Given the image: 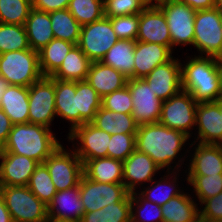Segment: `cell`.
Segmentation results:
<instances>
[{
  "mask_svg": "<svg viewBox=\"0 0 222 222\" xmlns=\"http://www.w3.org/2000/svg\"><path fill=\"white\" fill-rule=\"evenodd\" d=\"M189 141H191L190 137L181 131L160 123H150L138 125L135 145L137 151L150 156L164 173L165 169L166 171H182L184 164L187 167L185 161L189 157L187 156L189 147L186 148V146H190Z\"/></svg>",
  "mask_w": 222,
  "mask_h": 222,
  "instance_id": "1",
  "label": "cell"
},
{
  "mask_svg": "<svg viewBox=\"0 0 222 222\" xmlns=\"http://www.w3.org/2000/svg\"><path fill=\"white\" fill-rule=\"evenodd\" d=\"M59 145L61 142L52 129L32 123L15 124L0 153L24 155L43 163Z\"/></svg>",
  "mask_w": 222,
  "mask_h": 222,
  "instance_id": "2",
  "label": "cell"
},
{
  "mask_svg": "<svg viewBox=\"0 0 222 222\" xmlns=\"http://www.w3.org/2000/svg\"><path fill=\"white\" fill-rule=\"evenodd\" d=\"M181 63V87L200 102H216L221 97L217 58L195 53ZM184 63V64H183Z\"/></svg>",
  "mask_w": 222,
  "mask_h": 222,
  "instance_id": "3",
  "label": "cell"
},
{
  "mask_svg": "<svg viewBox=\"0 0 222 222\" xmlns=\"http://www.w3.org/2000/svg\"><path fill=\"white\" fill-rule=\"evenodd\" d=\"M0 75L9 85L29 87L43 78L38 52L30 49L0 54Z\"/></svg>",
  "mask_w": 222,
  "mask_h": 222,
  "instance_id": "4",
  "label": "cell"
},
{
  "mask_svg": "<svg viewBox=\"0 0 222 222\" xmlns=\"http://www.w3.org/2000/svg\"><path fill=\"white\" fill-rule=\"evenodd\" d=\"M0 195L13 222H46L47 205L27 186H0Z\"/></svg>",
  "mask_w": 222,
  "mask_h": 222,
  "instance_id": "5",
  "label": "cell"
},
{
  "mask_svg": "<svg viewBox=\"0 0 222 222\" xmlns=\"http://www.w3.org/2000/svg\"><path fill=\"white\" fill-rule=\"evenodd\" d=\"M193 46L199 56L222 57V29L217 8L196 11Z\"/></svg>",
  "mask_w": 222,
  "mask_h": 222,
  "instance_id": "6",
  "label": "cell"
},
{
  "mask_svg": "<svg viewBox=\"0 0 222 222\" xmlns=\"http://www.w3.org/2000/svg\"><path fill=\"white\" fill-rule=\"evenodd\" d=\"M57 192L79 185L83 174V163L73 148L59 147L43 162Z\"/></svg>",
  "mask_w": 222,
  "mask_h": 222,
  "instance_id": "7",
  "label": "cell"
},
{
  "mask_svg": "<svg viewBox=\"0 0 222 222\" xmlns=\"http://www.w3.org/2000/svg\"><path fill=\"white\" fill-rule=\"evenodd\" d=\"M197 102L190 93L180 90L177 94L162 102L158 123L181 131L193 139Z\"/></svg>",
  "mask_w": 222,
  "mask_h": 222,
  "instance_id": "8",
  "label": "cell"
},
{
  "mask_svg": "<svg viewBox=\"0 0 222 222\" xmlns=\"http://www.w3.org/2000/svg\"><path fill=\"white\" fill-rule=\"evenodd\" d=\"M156 5L163 11L170 31L172 51L176 46L192 45L196 10L179 0H159ZM175 47V49H174Z\"/></svg>",
  "mask_w": 222,
  "mask_h": 222,
  "instance_id": "9",
  "label": "cell"
},
{
  "mask_svg": "<svg viewBox=\"0 0 222 222\" xmlns=\"http://www.w3.org/2000/svg\"><path fill=\"white\" fill-rule=\"evenodd\" d=\"M118 40L110 18L103 16L95 22L81 26L78 46L91 62H101Z\"/></svg>",
  "mask_w": 222,
  "mask_h": 222,
  "instance_id": "10",
  "label": "cell"
},
{
  "mask_svg": "<svg viewBox=\"0 0 222 222\" xmlns=\"http://www.w3.org/2000/svg\"><path fill=\"white\" fill-rule=\"evenodd\" d=\"M56 117L55 79L43 77L29 86V123L52 129Z\"/></svg>",
  "mask_w": 222,
  "mask_h": 222,
  "instance_id": "11",
  "label": "cell"
},
{
  "mask_svg": "<svg viewBox=\"0 0 222 222\" xmlns=\"http://www.w3.org/2000/svg\"><path fill=\"white\" fill-rule=\"evenodd\" d=\"M67 135V141L72 143L71 146L82 163L95 158L107 157L111 134L97 128L92 123L77 126Z\"/></svg>",
  "mask_w": 222,
  "mask_h": 222,
  "instance_id": "12",
  "label": "cell"
},
{
  "mask_svg": "<svg viewBox=\"0 0 222 222\" xmlns=\"http://www.w3.org/2000/svg\"><path fill=\"white\" fill-rule=\"evenodd\" d=\"M80 198L85 212L100 210L121 202L128 194L123 183L96 182L82 176L79 183Z\"/></svg>",
  "mask_w": 222,
  "mask_h": 222,
  "instance_id": "13",
  "label": "cell"
},
{
  "mask_svg": "<svg viewBox=\"0 0 222 222\" xmlns=\"http://www.w3.org/2000/svg\"><path fill=\"white\" fill-rule=\"evenodd\" d=\"M133 110L132 116L138 125L158 123L162 102L144 79L130 78L127 81Z\"/></svg>",
  "mask_w": 222,
  "mask_h": 222,
  "instance_id": "14",
  "label": "cell"
},
{
  "mask_svg": "<svg viewBox=\"0 0 222 222\" xmlns=\"http://www.w3.org/2000/svg\"><path fill=\"white\" fill-rule=\"evenodd\" d=\"M161 171L163 170L150 156L135 149L123 161V184L130 194L138 192L141 187L146 186L147 183L149 184L153 179L157 178Z\"/></svg>",
  "mask_w": 222,
  "mask_h": 222,
  "instance_id": "15",
  "label": "cell"
},
{
  "mask_svg": "<svg viewBox=\"0 0 222 222\" xmlns=\"http://www.w3.org/2000/svg\"><path fill=\"white\" fill-rule=\"evenodd\" d=\"M193 147V148H192ZM187 168L184 175L222 174V145L192 142L189 146ZM191 151V152H190Z\"/></svg>",
  "mask_w": 222,
  "mask_h": 222,
  "instance_id": "16",
  "label": "cell"
},
{
  "mask_svg": "<svg viewBox=\"0 0 222 222\" xmlns=\"http://www.w3.org/2000/svg\"><path fill=\"white\" fill-rule=\"evenodd\" d=\"M193 135V142L222 145V114L216 102L197 103Z\"/></svg>",
  "mask_w": 222,
  "mask_h": 222,
  "instance_id": "17",
  "label": "cell"
},
{
  "mask_svg": "<svg viewBox=\"0 0 222 222\" xmlns=\"http://www.w3.org/2000/svg\"><path fill=\"white\" fill-rule=\"evenodd\" d=\"M180 62L181 59L173 57L170 61L156 66L143 78L161 101L168 100L182 90Z\"/></svg>",
  "mask_w": 222,
  "mask_h": 222,
  "instance_id": "18",
  "label": "cell"
},
{
  "mask_svg": "<svg viewBox=\"0 0 222 222\" xmlns=\"http://www.w3.org/2000/svg\"><path fill=\"white\" fill-rule=\"evenodd\" d=\"M136 41L157 43L172 50L166 17L157 5L147 6L139 14V29Z\"/></svg>",
  "mask_w": 222,
  "mask_h": 222,
  "instance_id": "19",
  "label": "cell"
},
{
  "mask_svg": "<svg viewBox=\"0 0 222 222\" xmlns=\"http://www.w3.org/2000/svg\"><path fill=\"white\" fill-rule=\"evenodd\" d=\"M38 165L24 155L0 153V186H27Z\"/></svg>",
  "mask_w": 222,
  "mask_h": 222,
  "instance_id": "20",
  "label": "cell"
},
{
  "mask_svg": "<svg viewBox=\"0 0 222 222\" xmlns=\"http://www.w3.org/2000/svg\"><path fill=\"white\" fill-rule=\"evenodd\" d=\"M174 52L157 43L136 41L134 48V79L145 78L156 66L170 61Z\"/></svg>",
  "mask_w": 222,
  "mask_h": 222,
  "instance_id": "21",
  "label": "cell"
},
{
  "mask_svg": "<svg viewBox=\"0 0 222 222\" xmlns=\"http://www.w3.org/2000/svg\"><path fill=\"white\" fill-rule=\"evenodd\" d=\"M49 219L81 221L85 213L79 185L59 191L47 205Z\"/></svg>",
  "mask_w": 222,
  "mask_h": 222,
  "instance_id": "22",
  "label": "cell"
},
{
  "mask_svg": "<svg viewBox=\"0 0 222 222\" xmlns=\"http://www.w3.org/2000/svg\"><path fill=\"white\" fill-rule=\"evenodd\" d=\"M76 82L55 79V109L57 119L69 122V133L79 126V110L77 103Z\"/></svg>",
  "mask_w": 222,
  "mask_h": 222,
  "instance_id": "23",
  "label": "cell"
},
{
  "mask_svg": "<svg viewBox=\"0 0 222 222\" xmlns=\"http://www.w3.org/2000/svg\"><path fill=\"white\" fill-rule=\"evenodd\" d=\"M164 175L158 179H153L144 186L138 193L146 200L156 203L159 206L164 205L170 199L182 194L184 188L180 187L178 180L182 176L180 171H164ZM181 173V175H180ZM163 176V177H162ZM179 186V187H178ZM182 188V189H181Z\"/></svg>",
  "mask_w": 222,
  "mask_h": 222,
  "instance_id": "24",
  "label": "cell"
},
{
  "mask_svg": "<svg viewBox=\"0 0 222 222\" xmlns=\"http://www.w3.org/2000/svg\"><path fill=\"white\" fill-rule=\"evenodd\" d=\"M86 80L101 98L127 85L128 78L102 62H91Z\"/></svg>",
  "mask_w": 222,
  "mask_h": 222,
  "instance_id": "25",
  "label": "cell"
},
{
  "mask_svg": "<svg viewBox=\"0 0 222 222\" xmlns=\"http://www.w3.org/2000/svg\"><path fill=\"white\" fill-rule=\"evenodd\" d=\"M0 108L13 125L29 123V87L9 85L1 98Z\"/></svg>",
  "mask_w": 222,
  "mask_h": 222,
  "instance_id": "26",
  "label": "cell"
},
{
  "mask_svg": "<svg viewBox=\"0 0 222 222\" xmlns=\"http://www.w3.org/2000/svg\"><path fill=\"white\" fill-rule=\"evenodd\" d=\"M29 47L40 51L54 39L52 24L48 12L32 8L24 24Z\"/></svg>",
  "mask_w": 222,
  "mask_h": 222,
  "instance_id": "27",
  "label": "cell"
},
{
  "mask_svg": "<svg viewBox=\"0 0 222 222\" xmlns=\"http://www.w3.org/2000/svg\"><path fill=\"white\" fill-rule=\"evenodd\" d=\"M192 196L184 191L162 205L163 222H199V206Z\"/></svg>",
  "mask_w": 222,
  "mask_h": 222,
  "instance_id": "28",
  "label": "cell"
},
{
  "mask_svg": "<svg viewBox=\"0 0 222 222\" xmlns=\"http://www.w3.org/2000/svg\"><path fill=\"white\" fill-rule=\"evenodd\" d=\"M86 178L102 183H123V161L102 157L83 163Z\"/></svg>",
  "mask_w": 222,
  "mask_h": 222,
  "instance_id": "29",
  "label": "cell"
},
{
  "mask_svg": "<svg viewBox=\"0 0 222 222\" xmlns=\"http://www.w3.org/2000/svg\"><path fill=\"white\" fill-rule=\"evenodd\" d=\"M136 40L119 39L101 62L121 72L128 79L134 78V48Z\"/></svg>",
  "mask_w": 222,
  "mask_h": 222,
  "instance_id": "30",
  "label": "cell"
},
{
  "mask_svg": "<svg viewBox=\"0 0 222 222\" xmlns=\"http://www.w3.org/2000/svg\"><path fill=\"white\" fill-rule=\"evenodd\" d=\"M97 128L111 134H136L138 124L132 114L117 113L100 108L91 122Z\"/></svg>",
  "mask_w": 222,
  "mask_h": 222,
  "instance_id": "31",
  "label": "cell"
},
{
  "mask_svg": "<svg viewBox=\"0 0 222 222\" xmlns=\"http://www.w3.org/2000/svg\"><path fill=\"white\" fill-rule=\"evenodd\" d=\"M90 64L91 61L79 46L74 45L51 78L75 82L86 80Z\"/></svg>",
  "mask_w": 222,
  "mask_h": 222,
  "instance_id": "32",
  "label": "cell"
},
{
  "mask_svg": "<svg viewBox=\"0 0 222 222\" xmlns=\"http://www.w3.org/2000/svg\"><path fill=\"white\" fill-rule=\"evenodd\" d=\"M75 44L54 38L38 51L40 69L44 77H51L61 66Z\"/></svg>",
  "mask_w": 222,
  "mask_h": 222,
  "instance_id": "33",
  "label": "cell"
},
{
  "mask_svg": "<svg viewBox=\"0 0 222 222\" xmlns=\"http://www.w3.org/2000/svg\"><path fill=\"white\" fill-rule=\"evenodd\" d=\"M77 103L79 110V126L91 123L96 112L101 108L102 98L87 80L76 81Z\"/></svg>",
  "mask_w": 222,
  "mask_h": 222,
  "instance_id": "34",
  "label": "cell"
},
{
  "mask_svg": "<svg viewBox=\"0 0 222 222\" xmlns=\"http://www.w3.org/2000/svg\"><path fill=\"white\" fill-rule=\"evenodd\" d=\"M80 222H131V194L121 202L107 205L92 212H85Z\"/></svg>",
  "mask_w": 222,
  "mask_h": 222,
  "instance_id": "35",
  "label": "cell"
},
{
  "mask_svg": "<svg viewBox=\"0 0 222 222\" xmlns=\"http://www.w3.org/2000/svg\"><path fill=\"white\" fill-rule=\"evenodd\" d=\"M54 38L78 45L81 25L68 9L49 12Z\"/></svg>",
  "mask_w": 222,
  "mask_h": 222,
  "instance_id": "36",
  "label": "cell"
},
{
  "mask_svg": "<svg viewBox=\"0 0 222 222\" xmlns=\"http://www.w3.org/2000/svg\"><path fill=\"white\" fill-rule=\"evenodd\" d=\"M186 183L192 192L195 193V200L198 205L202 204L206 199L212 198L222 192V174L216 175H185Z\"/></svg>",
  "mask_w": 222,
  "mask_h": 222,
  "instance_id": "37",
  "label": "cell"
},
{
  "mask_svg": "<svg viewBox=\"0 0 222 222\" xmlns=\"http://www.w3.org/2000/svg\"><path fill=\"white\" fill-rule=\"evenodd\" d=\"M27 187L30 191L46 205L52 200L57 193L55 185L50 177L48 168L44 163L39 165L34 170L30 177Z\"/></svg>",
  "mask_w": 222,
  "mask_h": 222,
  "instance_id": "38",
  "label": "cell"
},
{
  "mask_svg": "<svg viewBox=\"0 0 222 222\" xmlns=\"http://www.w3.org/2000/svg\"><path fill=\"white\" fill-rule=\"evenodd\" d=\"M30 49L24 25L0 23V54Z\"/></svg>",
  "mask_w": 222,
  "mask_h": 222,
  "instance_id": "39",
  "label": "cell"
},
{
  "mask_svg": "<svg viewBox=\"0 0 222 222\" xmlns=\"http://www.w3.org/2000/svg\"><path fill=\"white\" fill-rule=\"evenodd\" d=\"M67 9L81 26L104 16L103 0H70Z\"/></svg>",
  "mask_w": 222,
  "mask_h": 222,
  "instance_id": "40",
  "label": "cell"
},
{
  "mask_svg": "<svg viewBox=\"0 0 222 222\" xmlns=\"http://www.w3.org/2000/svg\"><path fill=\"white\" fill-rule=\"evenodd\" d=\"M131 222H163L161 206L131 193Z\"/></svg>",
  "mask_w": 222,
  "mask_h": 222,
  "instance_id": "41",
  "label": "cell"
},
{
  "mask_svg": "<svg viewBox=\"0 0 222 222\" xmlns=\"http://www.w3.org/2000/svg\"><path fill=\"white\" fill-rule=\"evenodd\" d=\"M32 9V0H0V23L24 25Z\"/></svg>",
  "mask_w": 222,
  "mask_h": 222,
  "instance_id": "42",
  "label": "cell"
},
{
  "mask_svg": "<svg viewBox=\"0 0 222 222\" xmlns=\"http://www.w3.org/2000/svg\"><path fill=\"white\" fill-rule=\"evenodd\" d=\"M136 134L111 135L107 157L125 161L136 149Z\"/></svg>",
  "mask_w": 222,
  "mask_h": 222,
  "instance_id": "43",
  "label": "cell"
},
{
  "mask_svg": "<svg viewBox=\"0 0 222 222\" xmlns=\"http://www.w3.org/2000/svg\"><path fill=\"white\" fill-rule=\"evenodd\" d=\"M107 18L140 14L147 5L142 0H103Z\"/></svg>",
  "mask_w": 222,
  "mask_h": 222,
  "instance_id": "44",
  "label": "cell"
},
{
  "mask_svg": "<svg viewBox=\"0 0 222 222\" xmlns=\"http://www.w3.org/2000/svg\"><path fill=\"white\" fill-rule=\"evenodd\" d=\"M101 107L117 113L132 114L133 102L128 86L104 96Z\"/></svg>",
  "mask_w": 222,
  "mask_h": 222,
  "instance_id": "45",
  "label": "cell"
},
{
  "mask_svg": "<svg viewBox=\"0 0 222 222\" xmlns=\"http://www.w3.org/2000/svg\"><path fill=\"white\" fill-rule=\"evenodd\" d=\"M110 20L118 39L136 40L139 29V14L111 17Z\"/></svg>",
  "mask_w": 222,
  "mask_h": 222,
  "instance_id": "46",
  "label": "cell"
},
{
  "mask_svg": "<svg viewBox=\"0 0 222 222\" xmlns=\"http://www.w3.org/2000/svg\"><path fill=\"white\" fill-rule=\"evenodd\" d=\"M199 211V217L222 220V192L212 198L206 199L199 206Z\"/></svg>",
  "mask_w": 222,
  "mask_h": 222,
  "instance_id": "47",
  "label": "cell"
},
{
  "mask_svg": "<svg viewBox=\"0 0 222 222\" xmlns=\"http://www.w3.org/2000/svg\"><path fill=\"white\" fill-rule=\"evenodd\" d=\"M69 2L70 0H32V8L49 13L67 9Z\"/></svg>",
  "mask_w": 222,
  "mask_h": 222,
  "instance_id": "48",
  "label": "cell"
},
{
  "mask_svg": "<svg viewBox=\"0 0 222 222\" xmlns=\"http://www.w3.org/2000/svg\"><path fill=\"white\" fill-rule=\"evenodd\" d=\"M12 126L13 124L10 118L0 108V150L5 145Z\"/></svg>",
  "mask_w": 222,
  "mask_h": 222,
  "instance_id": "49",
  "label": "cell"
},
{
  "mask_svg": "<svg viewBox=\"0 0 222 222\" xmlns=\"http://www.w3.org/2000/svg\"><path fill=\"white\" fill-rule=\"evenodd\" d=\"M179 1L196 11L214 8V0H179Z\"/></svg>",
  "mask_w": 222,
  "mask_h": 222,
  "instance_id": "50",
  "label": "cell"
},
{
  "mask_svg": "<svg viewBox=\"0 0 222 222\" xmlns=\"http://www.w3.org/2000/svg\"><path fill=\"white\" fill-rule=\"evenodd\" d=\"M0 222H13L11 215L1 195H0Z\"/></svg>",
  "mask_w": 222,
  "mask_h": 222,
  "instance_id": "51",
  "label": "cell"
},
{
  "mask_svg": "<svg viewBox=\"0 0 222 222\" xmlns=\"http://www.w3.org/2000/svg\"><path fill=\"white\" fill-rule=\"evenodd\" d=\"M217 71L219 75V87H220V92H221V97H222V57L217 58Z\"/></svg>",
  "mask_w": 222,
  "mask_h": 222,
  "instance_id": "52",
  "label": "cell"
},
{
  "mask_svg": "<svg viewBox=\"0 0 222 222\" xmlns=\"http://www.w3.org/2000/svg\"><path fill=\"white\" fill-rule=\"evenodd\" d=\"M8 86H9V84L7 83V81L0 75V102H1V98Z\"/></svg>",
  "mask_w": 222,
  "mask_h": 222,
  "instance_id": "53",
  "label": "cell"
},
{
  "mask_svg": "<svg viewBox=\"0 0 222 222\" xmlns=\"http://www.w3.org/2000/svg\"><path fill=\"white\" fill-rule=\"evenodd\" d=\"M214 7L222 11V0H214Z\"/></svg>",
  "mask_w": 222,
  "mask_h": 222,
  "instance_id": "54",
  "label": "cell"
},
{
  "mask_svg": "<svg viewBox=\"0 0 222 222\" xmlns=\"http://www.w3.org/2000/svg\"><path fill=\"white\" fill-rule=\"evenodd\" d=\"M199 222H222V220H213V219L199 217Z\"/></svg>",
  "mask_w": 222,
  "mask_h": 222,
  "instance_id": "55",
  "label": "cell"
},
{
  "mask_svg": "<svg viewBox=\"0 0 222 222\" xmlns=\"http://www.w3.org/2000/svg\"><path fill=\"white\" fill-rule=\"evenodd\" d=\"M147 6L156 5L159 0H142Z\"/></svg>",
  "mask_w": 222,
  "mask_h": 222,
  "instance_id": "56",
  "label": "cell"
},
{
  "mask_svg": "<svg viewBox=\"0 0 222 222\" xmlns=\"http://www.w3.org/2000/svg\"><path fill=\"white\" fill-rule=\"evenodd\" d=\"M50 222H80L77 220H57V219H49Z\"/></svg>",
  "mask_w": 222,
  "mask_h": 222,
  "instance_id": "57",
  "label": "cell"
},
{
  "mask_svg": "<svg viewBox=\"0 0 222 222\" xmlns=\"http://www.w3.org/2000/svg\"><path fill=\"white\" fill-rule=\"evenodd\" d=\"M216 103L219 105L220 113L222 114V97H220Z\"/></svg>",
  "mask_w": 222,
  "mask_h": 222,
  "instance_id": "58",
  "label": "cell"
},
{
  "mask_svg": "<svg viewBox=\"0 0 222 222\" xmlns=\"http://www.w3.org/2000/svg\"><path fill=\"white\" fill-rule=\"evenodd\" d=\"M220 24H221V29H222V11H220Z\"/></svg>",
  "mask_w": 222,
  "mask_h": 222,
  "instance_id": "59",
  "label": "cell"
}]
</instances>
